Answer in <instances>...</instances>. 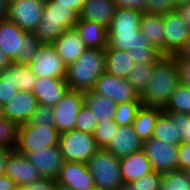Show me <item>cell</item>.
I'll return each mask as SVG.
<instances>
[{"mask_svg":"<svg viewBox=\"0 0 190 190\" xmlns=\"http://www.w3.org/2000/svg\"><path fill=\"white\" fill-rule=\"evenodd\" d=\"M143 12L131 8H116L107 29L106 49L127 50L137 63H157L164 55L140 32Z\"/></svg>","mask_w":190,"mask_h":190,"instance_id":"1","label":"cell"},{"mask_svg":"<svg viewBox=\"0 0 190 190\" xmlns=\"http://www.w3.org/2000/svg\"><path fill=\"white\" fill-rule=\"evenodd\" d=\"M180 84L179 64L174 56H163L155 65L145 91L140 95L142 104L164 110L170 96Z\"/></svg>","mask_w":190,"mask_h":190,"instance_id":"2","label":"cell"},{"mask_svg":"<svg viewBox=\"0 0 190 190\" xmlns=\"http://www.w3.org/2000/svg\"><path fill=\"white\" fill-rule=\"evenodd\" d=\"M105 49H87L74 63L67 66L65 81L70 90H93L105 72Z\"/></svg>","mask_w":190,"mask_h":190,"instance_id":"3","label":"cell"},{"mask_svg":"<svg viewBox=\"0 0 190 190\" xmlns=\"http://www.w3.org/2000/svg\"><path fill=\"white\" fill-rule=\"evenodd\" d=\"M79 15L69 6L50 0L44 5L40 23L32 33L43 43L53 44L67 29L75 28Z\"/></svg>","mask_w":190,"mask_h":190,"instance_id":"4","label":"cell"},{"mask_svg":"<svg viewBox=\"0 0 190 190\" xmlns=\"http://www.w3.org/2000/svg\"><path fill=\"white\" fill-rule=\"evenodd\" d=\"M95 186L102 190H118L123 184L120 158L100 148L87 162Z\"/></svg>","mask_w":190,"mask_h":190,"instance_id":"5","label":"cell"},{"mask_svg":"<svg viewBox=\"0 0 190 190\" xmlns=\"http://www.w3.org/2000/svg\"><path fill=\"white\" fill-rule=\"evenodd\" d=\"M58 146L64 162L86 163L100 149L93 134L78 130L60 134Z\"/></svg>","mask_w":190,"mask_h":190,"instance_id":"6","label":"cell"},{"mask_svg":"<svg viewBox=\"0 0 190 190\" xmlns=\"http://www.w3.org/2000/svg\"><path fill=\"white\" fill-rule=\"evenodd\" d=\"M60 133L55 127L32 126L29 123L19 125L14 150L25 154L45 147L58 146Z\"/></svg>","mask_w":190,"mask_h":190,"instance_id":"7","label":"cell"},{"mask_svg":"<svg viewBox=\"0 0 190 190\" xmlns=\"http://www.w3.org/2000/svg\"><path fill=\"white\" fill-rule=\"evenodd\" d=\"M142 150L150 160L153 171L165 174L178 170L179 145L151 137L143 142Z\"/></svg>","mask_w":190,"mask_h":190,"instance_id":"8","label":"cell"},{"mask_svg":"<svg viewBox=\"0 0 190 190\" xmlns=\"http://www.w3.org/2000/svg\"><path fill=\"white\" fill-rule=\"evenodd\" d=\"M28 65L37 78L65 79L67 64L52 44H43Z\"/></svg>","mask_w":190,"mask_h":190,"instance_id":"9","label":"cell"},{"mask_svg":"<svg viewBox=\"0 0 190 190\" xmlns=\"http://www.w3.org/2000/svg\"><path fill=\"white\" fill-rule=\"evenodd\" d=\"M83 105L84 93L69 89L53 107L55 128L60 134L75 130L76 118Z\"/></svg>","mask_w":190,"mask_h":190,"instance_id":"10","label":"cell"},{"mask_svg":"<svg viewBox=\"0 0 190 190\" xmlns=\"http://www.w3.org/2000/svg\"><path fill=\"white\" fill-rule=\"evenodd\" d=\"M164 25V56H175L186 46L190 31L176 10L162 16Z\"/></svg>","mask_w":190,"mask_h":190,"instance_id":"11","label":"cell"},{"mask_svg":"<svg viewBox=\"0 0 190 190\" xmlns=\"http://www.w3.org/2000/svg\"><path fill=\"white\" fill-rule=\"evenodd\" d=\"M93 91L106 96L116 104L141 101L140 95L125 78L115 77L106 71L96 81Z\"/></svg>","mask_w":190,"mask_h":190,"instance_id":"12","label":"cell"},{"mask_svg":"<svg viewBox=\"0 0 190 190\" xmlns=\"http://www.w3.org/2000/svg\"><path fill=\"white\" fill-rule=\"evenodd\" d=\"M44 5L36 0H16L10 3L8 17L26 32H32L40 23Z\"/></svg>","mask_w":190,"mask_h":190,"instance_id":"13","label":"cell"},{"mask_svg":"<svg viewBox=\"0 0 190 190\" xmlns=\"http://www.w3.org/2000/svg\"><path fill=\"white\" fill-rule=\"evenodd\" d=\"M37 97L30 91H19L2 107V117L18 125L28 123L38 106Z\"/></svg>","mask_w":190,"mask_h":190,"instance_id":"14","label":"cell"},{"mask_svg":"<svg viewBox=\"0 0 190 190\" xmlns=\"http://www.w3.org/2000/svg\"><path fill=\"white\" fill-rule=\"evenodd\" d=\"M56 180L58 187L66 190H90L95 186L87 164L82 162H64Z\"/></svg>","mask_w":190,"mask_h":190,"instance_id":"15","label":"cell"},{"mask_svg":"<svg viewBox=\"0 0 190 190\" xmlns=\"http://www.w3.org/2000/svg\"><path fill=\"white\" fill-rule=\"evenodd\" d=\"M42 177L57 179L64 159L59 146L43 147L24 154Z\"/></svg>","mask_w":190,"mask_h":190,"instance_id":"16","label":"cell"},{"mask_svg":"<svg viewBox=\"0 0 190 190\" xmlns=\"http://www.w3.org/2000/svg\"><path fill=\"white\" fill-rule=\"evenodd\" d=\"M5 174L9 176L18 187L31 184L42 177L37 168L27 157L15 150L7 159Z\"/></svg>","mask_w":190,"mask_h":190,"instance_id":"17","label":"cell"},{"mask_svg":"<svg viewBox=\"0 0 190 190\" xmlns=\"http://www.w3.org/2000/svg\"><path fill=\"white\" fill-rule=\"evenodd\" d=\"M142 146L143 141L137 136L132 125H129L119 126L104 149L121 159L140 151Z\"/></svg>","mask_w":190,"mask_h":190,"instance_id":"18","label":"cell"},{"mask_svg":"<svg viewBox=\"0 0 190 190\" xmlns=\"http://www.w3.org/2000/svg\"><path fill=\"white\" fill-rule=\"evenodd\" d=\"M52 45L67 66L74 63L88 49L76 28L65 30Z\"/></svg>","mask_w":190,"mask_h":190,"instance_id":"19","label":"cell"},{"mask_svg":"<svg viewBox=\"0 0 190 190\" xmlns=\"http://www.w3.org/2000/svg\"><path fill=\"white\" fill-rule=\"evenodd\" d=\"M26 31L17 24L4 19L0 26V48L10 62H14L24 46V34Z\"/></svg>","mask_w":190,"mask_h":190,"instance_id":"20","label":"cell"},{"mask_svg":"<svg viewBox=\"0 0 190 190\" xmlns=\"http://www.w3.org/2000/svg\"><path fill=\"white\" fill-rule=\"evenodd\" d=\"M69 85L64 79L37 78L33 93L38 103L54 107L67 93Z\"/></svg>","mask_w":190,"mask_h":190,"instance_id":"21","label":"cell"},{"mask_svg":"<svg viewBox=\"0 0 190 190\" xmlns=\"http://www.w3.org/2000/svg\"><path fill=\"white\" fill-rule=\"evenodd\" d=\"M116 10L113 0H85L79 18L92 21L108 29Z\"/></svg>","mask_w":190,"mask_h":190,"instance_id":"22","label":"cell"},{"mask_svg":"<svg viewBox=\"0 0 190 190\" xmlns=\"http://www.w3.org/2000/svg\"><path fill=\"white\" fill-rule=\"evenodd\" d=\"M120 170L123 183L129 184L153 171L151 162L142 149L127 157L121 158Z\"/></svg>","mask_w":190,"mask_h":190,"instance_id":"23","label":"cell"},{"mask_svg":"<svg viewBox=\"0 0 190 190\" xmlns=\"http://www.w3.org/2000/svg\"><path fill=\"white\" fill-rule=\"evenodd\" d=\"M88 49H106L108 46L107 28L92 21L78 19L75 26Z\"/></svg>","mask_w":190,"mask_h":190,"instance_id":"24","label":"cell"},{"mask_svg":"<svg viewBox=\"0 0 190 190\" xmlns=\"http://www.w3.org/2000/svg\"><path fill=\"white\" fill-rule=\"evenodd\" d=\"M0 77L11 81L19 91L33 92L37 77L28 64L11 62L6 68L0 70Z\"/></svg>","mask_w":190,"mask_h":190,"instance_id":"25","label":"cell"},{"mask_svg":"<svg viewBox=\"0 0 190 190\" xmlns=\"http://www.w3.org/2000/svg\"><path fill=\"white\" fill-rule=\"evenodd\" d=\"M105 62L107 73L125 79L136 65L127 50L105 49Z\"/></svg>","mask_w":190,"mask_h":190,"instance_id":"26","label":"cell"},{"mask_svg":"<svg viewBox=\"0 0 190 190\" xmlns=\"http://www.w3.org/2000/svg\"><path fill=\"white\" fill-rule=\"evenodd\" d=\"M163 112L160 108L142 104L136 114L132 127L137 136L144 142L152 137L157 118Z\"/></svg>","mask_w":190,"mask_h":190,"instance_id":"27","label":"cell"},{"mask_svg":"<svg viewBox=\"0 0 190 190\" xmlns=\"http://www.w3.org/2000/svg\"><path fill=\"white\" fill-rule=\"evenodd\" d=\"M84 104L95 115L98 123L100 121L114 119L117 104L106 96L93 90L85 91Z\"/></svg>","mask_w":190,"mask_h":190,"instance_id":"28","label":"cell"},{"mask_svg":"<svg viewBox=\"0 0 190 190\" xmlns=\"http://www.w3.org/2000/svg\"><path fill=\"white\" fill-rule=\"evenodd\" d=\"M140 32L164 55V25L161 15L142 14Z\"/></svg>","mask_w":190,"mask_h":190,"instance_id":"29","label":"cell"},{"mask_svg":"<svg viewBox=\"0 0 190 190\" xmlns=\"http://www.w3.org/2000/svg\"><path fill=\"white\" fill-rule=\"evenodd\" d=\"M152 138H156L173 145H179L182 143L179 130L173 125L170 117L165 112H162L157 118Z\"/></svg>","mask_w":190,"mask_h":190,"instance_id":"30","label":"cell"},{"mask_svg":"<svg viewBox=\"0 0 190 190\" xmlns=\"http://www.w3.org/2000/svg\"><path fill=\"white\" fill-rule=\"evenodd\" d=\"M156 64L147 62L137 63L128 75V82L139 95L147 88Z\"/></svg>","mask_w":190,"mask_h":190,"instance_id":"31","label":"cell"},{"mask_svg":"<svg viewBox=\"0 0 190 190\" xmlns=\"http://www.w3.org/2000/svg\"><path fill=\"white\" fill-rule=\"evenodd\" d=\"M163 112H174L190 115V87L180 83L170 96Z\"/></svg>","mask_w":190,"mask_h":190,"instance_id":"32","label":"cell"},{"mask_svg":"<svg viewBox=\"0 0 190 190\" xmlns=\"http://www.w3.org/2000/svg\"><path fill=\"white\" fill-rule=\"evenodd\" d=\"M159 190H190V180L184 170L162 174Z\"/></svg>","mask_w":190,"mask_h":190,"instance_id":"33","label":"cell"},{"mask_svg":"<svg viewBox=\"0 0 190 190\" xmlns=\"http://www.w3.org/2000/svg\"><path fill=\"white\" fill-rule=\"evenodd\" d=\"M141 105V101H129L117 104L114 114V121L118 124V126L132 125Z\"/></svg>","mask_w":190,"mask_h":190,"instance_id":"34","label":"cell"},{"mask_svg":"<svg viewBox=\"0 0 190 190\" xmlns=\"http://www.w3.org/2000/svg\"><path fill=\"white\" fill-rule=\"evenodd\" d=\"M42 45L43 43L32 32H26L23 50L19 52L14 63L29 64Z\"/></svg>","mask_w":190,"mask_h":190,"instance_id":"35","label":"cell"},{"mask_svg":"<svg viewBox=\"0 0 190 190\" xmlns=\"http://www.w3.org/2000/svg\"><path fill=\"white\" fill-rule=\"evenodd\" d=\"M118 127L119 126L114 119L100 121L97 123L93 133V138L96 141L97 146L99 148H105L111 141Z\"/></svg>","mask_w":190,"mask_h":190,"instance_id":"36","label":"cell"},{"mask_svg":"<svg viewBox=\"0 0 190 190\" xmlns=\"http://www.w3.org/2000/svg\"><path fill=\"white\" fill-rule=\"evenodd\" d=\"M28 123L32 126L55 127L53 107L38 104L35 113Z\"/></svg>","mask_w":190,"mask_h":190,"instance_id":"37","label":"cell"},{"mask_svg":"<svg viewBox=\"0 0 190 190\" xmlns=\"http://www.w3.org/2000/svg\"><path fill=\"white\" fill-rule=\"evenodd\" d=\"M97 123L95 115L84 104L76 118L75 130L93 134Z\"/></svg>","mask_w":190,"mask_h":190,"instance_id":"38","label":"cell"},{"mask_svg":"<svg viewBox=\"0 0 190 190\" xmlns=\"http://www.w3.org/2000/svg\"><path fill=\"white\" fill-rule=\"evenodd\" d=\"M178 0H146L145 11L148 15H161L176 10Z\"/></svg>","mask_w":190,"mask_h":190,"instance_id":"39","label":"cell"},{"mask_svg":"<svg viewBox=\"0 0 190 190\" xmlns=\"http://www.w3.org/2000/svg\"><path fill=\"white\" fill-rule=\"evenodd\" d=\"M19 125L16 122L0 120V141L6 146L13 147L16 144Z\"/></svg>","mask_w":190,"mask_h":190,"instance_id":"40","label":"cell"},{"mask_svg":"<svg viewBox=\"0 0 190 190\" xmlns=\"http://www.w3.org/2000/svg\"><path fill=\"white\" fill-rule=\"evenodd\" d=\"M181 134V142H190V115L165 112Z\"/></svg>","mask_w":190,"mask_h":190,"instance_id":"41","label":"cell"},{"mask_svg":"<svg viewBox=\"0 0 190 190\" xmlns=\"http://www.w3.org/2000/svg\"><path fill=\"white\" fill-rule=\"evenodd\" d=\"M162 181V174L156 171L147 173L140 179L133 181V185L138 190H159Z\"/></svg>","mask_w":190,"mask_h":190,"instance_id":"42","label":"cell"},{"mask_svg":"<svg viewBox=\"0 0 190 190\" xmlns=\"http://www.w3.org/2000/svg\"><path fill=\"white\" fill-rule=\"evenodd\" d=\"M19 92L11 81L0 77V107H3L7 102Z\"/></svg>","mask_w":190,"mask_h":190,"instance_id":"43","label":"cell"},{"mask_svg":"<svg viewBox=\"0 0 190 190\" xmlns=\"http://www.w3.org/2000/svg\"><path fill=\"white\" fill-rule=\"evenodd\" d=\"M22 187L25 190H57L59 188L57 180L49 177H41L39 180Z\"/></svg>","mask_w":190,"mask_h":190,"instance_id":"44","label":"cell"},{"mask_svg":"<svg viewBox=\"0 0 190 190\" xmlns=\"http://www.w3.org/2000/svg\"><path fill=\"white\" fill-rule=\"evenodd\" d=\"M190 167V142L179 144L178 170H186Z\"/></svg>","mask_w":190,"mask_h":190,"instance_id":"45","label":"cell"},{"mask_svg":"<svg viewBox=\"0 0 190 190\" xmlns=\"http://www.w3.org/2000/svg\"><path fill=\"white\" fill-rule=\"evenodd\" d=\"M174 57L179 64L180 83L190 87V60L184 59L180 54Z\"/></svg>","mask_w":190,"mask_h":190,"instance_id":"46","label":"cell"},{"mask_svg":"<svg viewBox=\"0 0 190 190\" xmlns=\"http://www.w3.org/2000/svg\"><path fill=\"white\" fill-rule=\"evenodd\" d=\"M116 8H131L145 11L146 0H113Z\"/></svg>","mask_w":190,"mask_h":190,"instance_id":"47","label":"cell"},{"mask_svg":"<svg viewBox=\"0 0 190 190\" xmlns=\"http://www.w3.org/2000/svg\"><path fill=\"white\" fill-rule=\"evenodd\" d=\"M176 11L187 24V27L190 31V2L177 5Z\"/></svg>","mask_w":190,"mask_h":190,"instance_id":"48","label":"cell"},{"mask_svg":"<svg viewBox=\"0 0 190 190\" xmlns=\"http://www.w3.org/2000/svg\"><path fill=\"white\" fill-rule=\"evenodd\" d=\"M13 151L14 148L10 146H5L0 150V176L5 174L7 159Z\"/></svg>","mask_w":190,"mask_h":190,"instance_id":"49","label":"cell"},{"mask_svg":"<svg viewBox=\"0 0 190 190\" xmlns=\"http://www.w3.org/2000/svg\"><path fill=\"white\" fill-rule=\"evenodd\" d=\"M54 1L60 3L61 5L69 6L79 15L85 0H54Z\"/></svg>","mask_w":190,"mask_h":190,"instance_id":"50","label":"cell"},{"mask_svg":"<svg viewBox=\"0 0 190 190\" xmlns=\"http://www.w3.org/2000/svg\"><path fill=\"white\" fill-rule=\"evenodd\" d=\"M18 186L6 174L0 176V190H15Z\"/></svg>","mask_w":190,"mask_h":190,"instance_id":"51","label":"cell"},{"mask_svg":"<svg viewBox=\"0 0 190 190\" xmlns=\"http://www.w3.org/2000/svg\"><path fill=\"white\" fill-rule=\"evenodd\" d=\"M9 5L10 3L7 0H0V19H7Z\"/></svg>","mask_w":190,"mask_h":190,"instance_id":"52","label":"cell"},{"mask_svg":"<svg viewBox=\"0 0 190 190\" xmlns=\"http://www.w3.org/2000/svg\"><path fill=\"white\" fill-rule=\"evenodd\" d=\"M11 62L9 59L4 55V52L0 48V70L6 68Z\"/></svg>","mask_w":190,"mask_h":190,"instance_id":"53","label":"cell"},{"mask_svg":"<svg viewBox=\"0 0 190 190\" xmlns=\"http://www.w3.org/2000/svg\"><path fill=\"white\" fill-rule=\"evenodd\" d=\"M184 59L190 60V38L184 47V49L179 53Z\"/></svg>","mask_w":190,"mask_h":190,"instance_id":"54","label":"cell"},{"mask_svg":"<svg viewBox=\"0 0 190 190\" xmlns=\"http://www.w3.org/2000/svg\"><path fill=\"white\" fill-rule=\"evenodd\" d=\"M118 190H138L137 188H135L133 185L129 184V183H123Z\"/></svg>","mask_w":190,"mask_h":190,"instance_id":"55","label":"cell"},{"mask_svg":"<svg viewBox=\"0 0 190 190\" xmlns=\"http://www.w3.org/2000/svg\"><path fill=\"white\" fill-rule=\"evenodd\" d=\"M190 0H178V5L183 3H189Z\"/></svg>","mask_w":190,"mask_h":190,"instance_id":"56","label":"cell"},{"mask_svg":"<svg viewBox=\"0 0 190 190\" xmlns=\"http://www.w3.org/2000/svg\"><path fill=\"white\" fill-rule=\"evenodd\" d=\"M40 3H42L43 5H45L46 3H48L50 0H36Z\"/></svg>","mask_w":190,"mask_h":190,"instance_id":"57","label":"cell"},{"mask_svg":"<svg viewBox=\"0 0 190 190\" xmlns=\"http://www.w3.org/2000/svg\"><path fill=\"white\" fill-rule=\"evenodd\" d=\"M186 174H187V177L189 178L190 180V167L188 169L185 170Z\"/></svg>","mask_w":190,"mask_h":190,"instance_id":"58","label":"cell"},{"mask_svg":"<svg viewBox=\"0 0 190 190\" xmlns=\"http://www.w3.org/2000/svg\"><path fill=\"white\" fill-rule=\"evenodd\" d=\"M6 145L0 141V150L3 149Z\"/></svg>","mask_w":190,"mask_h":190,"instance_id":"59","label":"cell"},{"mask_svg":"<svg viewBox=\"0 0 190 190\" xmlns=\"http://www.w3.org/2000/svg\"><path fill=\"white\" fill-rule=\"evenodd\" d=\"M90 190H102L101 188H99V187H96V186H94L93 188H91Z\"/></svg>","mask_w":190,"mask_h":190,"instance_id":"60","label":"cell"},{"mask_svg":"<svg viewBox=\"0 0 190 190\" xmlns=\"http://www.w3.org/2000/svg\"><path fill=\"white\" fill-rule=\"evenodd\" d=\"M3 117H2V107H0V120H2Z\"/></svg>","mask_w":190,"mask_h":190,"instance_id":"61","label":"cell"},{"mask_svg":"<svg viewBox=\"0 0 190 190\" xmlns=\"http://www.w3.org/2000/svg\"><path fill=\"white\" fill-rule=\"evenodd\" d=\"M15 190H25L23 187H17Z\"/></svg>","mask_w":190,"mask_h":190,"instance_id":"62","label":"cell"},{"mask_svg":"<svg viewBox=\"0 0 190 190\" xmlns=\"http://www.w3.org/2000/svg\"><path fill=\"white\" fill-rule=\"evenodd\" d=\"M9 3L13 2V1H16V0H7Z\"/></svg>","mask_w":190,"mask_h":190,"instance_id":"63","label":"cell"},{"mask_svg":"<svg viewBox=\"0 0 190 190\" xmlns=\"http://www.w3.org/2000/svg\"><path fill=\"white\" fill-rule=\"evenodd\" d=\"M57 190H66V189H63V188L59 187Z\"/></svg>","mask_w":190,"mask_h":190,"instance_id":"64","label":"cell"}]
</instances>
